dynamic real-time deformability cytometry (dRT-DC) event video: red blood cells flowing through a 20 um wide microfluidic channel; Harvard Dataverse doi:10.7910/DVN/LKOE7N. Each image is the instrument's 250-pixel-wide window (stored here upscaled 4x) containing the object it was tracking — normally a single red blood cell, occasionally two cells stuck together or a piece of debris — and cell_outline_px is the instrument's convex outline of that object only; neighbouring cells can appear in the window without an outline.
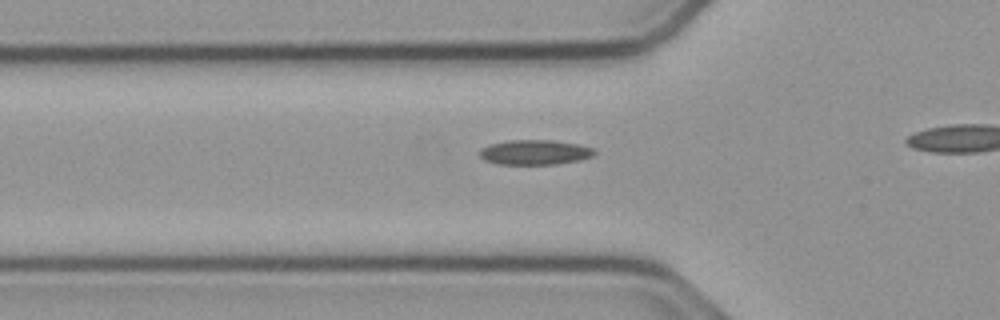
{"species": "common noctule bat (a hibernating species)", "species_latin": "Nyctalus noctula", "temperature_condition": "cold", "stored_images_in_passage": 27, "camera_frame_rate_fps": 3000, "um_per_image_px": 0.085, "animal": {"sex": "male", "body_mass_g": 23.1, "forearm_length_mm": 52.7}, "frame": {"image": 1, "passage_image": 2, "time_ms": 0.333, "image_size_px": [1000, 320], "cell_outline_px": [[596, 152], [592, 156], [580, 160], [556, 164], [500, 164], [484, 160], [480, 156], [480, 152], [484, 148], [492, 144], [508, 140], [552, 140], [580, 144], [592, 148]], "centroid_in_image_um": [45.5, 12.94], "position_along_channel_um": 80.3, "area_um2": 16.47}}
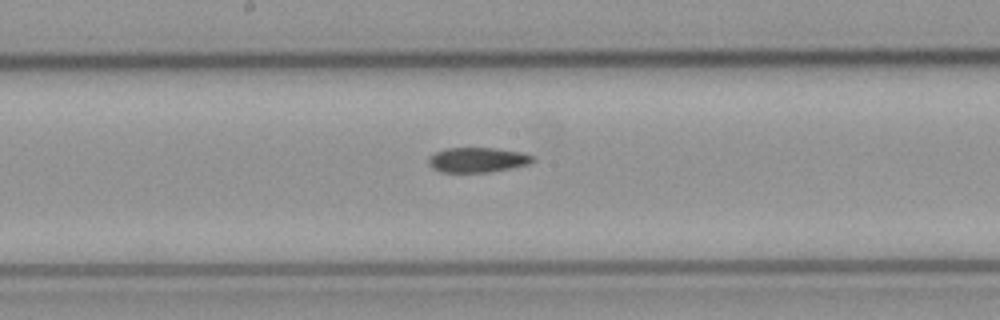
{"frame": {"image": 2, "passage_image": 12, "time_ms": 3.667, "image_size_px": [1000, 320], "cell_outline_px": [[536, 160], [532, 164], [488, 172], [440, 172], [432, 168], [428, 164], [428, 160], [436, 152], [448, 148], [496, 148], [524, 152], [536, 156]], "centroid_in_image_um": [40.67, 13.59], "position_along_channel_um": 207.5, "area_um2": 15.32}}
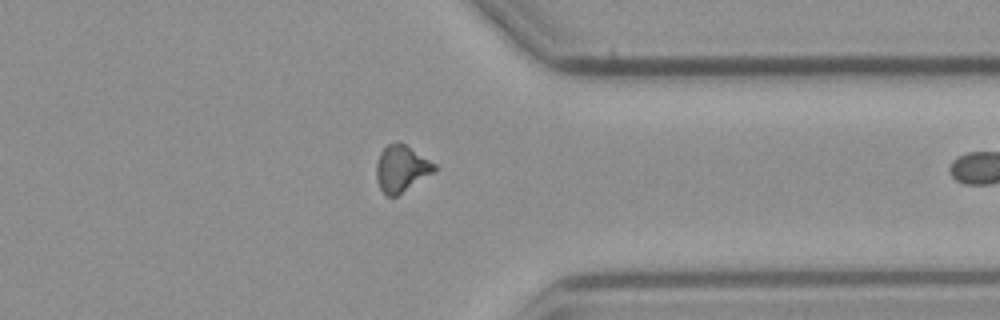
{"frame": {"image": 3, "passage_image": 26, "time_ms": 8.333, "image_size_px": [1000, 320], "cell_outline_px": [[436, 168], [432, 172], [396, 196], [388, 196], [380, 188], [376, 180], [376, 164], [380, 152], [388, 144], [404, 144], [436, 164]], "centroid_in_image_um": [34.08, 14.33], "position_along_channel_um": 377.3, "area_um2": 15.14}}